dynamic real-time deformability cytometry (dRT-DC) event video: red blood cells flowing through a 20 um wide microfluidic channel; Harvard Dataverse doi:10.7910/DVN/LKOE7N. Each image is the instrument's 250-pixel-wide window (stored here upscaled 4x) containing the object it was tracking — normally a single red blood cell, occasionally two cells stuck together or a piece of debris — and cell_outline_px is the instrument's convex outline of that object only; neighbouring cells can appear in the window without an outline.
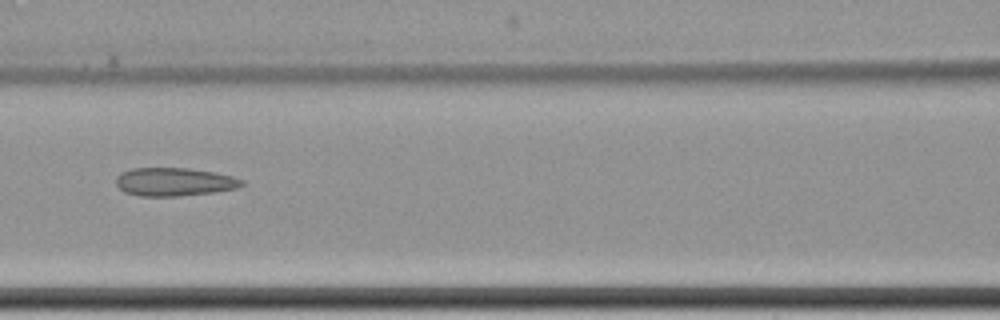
{"species": "common noctule bat (a hibernating species)", "species_latin": "Nyctalus noctula", "temperature_condition": "cold", "stored_images_in_passage": 7, "camera_frame_rate_fps": 3000, "um_per_image_px": 0.085, "animal": {"sex": "female", "body_mass_g": 22.7, "forearm_length_mm": 54.2}, "frame": {"image": 1, "passage_image": 6, "time_ms": 6.333, "image_size_px": [1000, 320], "cell_outline_px": [[244, 184], [236, 188], [212, 192], [180, 196], [140, 196], [124, 192], [116, 184], [116, 176], [120, 172], [132, 168], [188, 168], [216, 172], [232, 176], [244, 180]], "centroid_in_image_um": [14.79, 15.45], "position_along_channel_um": 151.8, "area_um2": 20.81}}
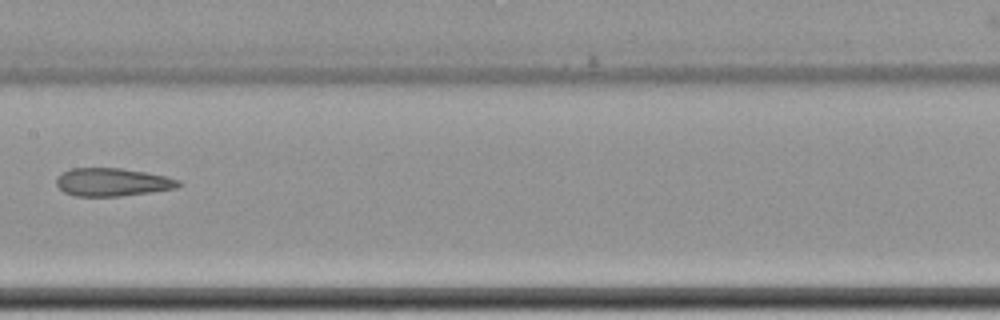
{"frame": {"image": 2, "passage_image": 7, "time_ms": 7.667, "image_size_px": [1000, 320], "cell_outline_px": [[184, 184], [176, 188], [152, 192], [120, 196], [76, 196], [64, 192], [56, 184], [56, 180], [64, 172], [72, 168], [120, 168], [148, 172], [180, 180]], "centroid_in_image_um": [9.61, 15.48], "position_along_channel_um": 197.8, "area_um2": 19.94}}